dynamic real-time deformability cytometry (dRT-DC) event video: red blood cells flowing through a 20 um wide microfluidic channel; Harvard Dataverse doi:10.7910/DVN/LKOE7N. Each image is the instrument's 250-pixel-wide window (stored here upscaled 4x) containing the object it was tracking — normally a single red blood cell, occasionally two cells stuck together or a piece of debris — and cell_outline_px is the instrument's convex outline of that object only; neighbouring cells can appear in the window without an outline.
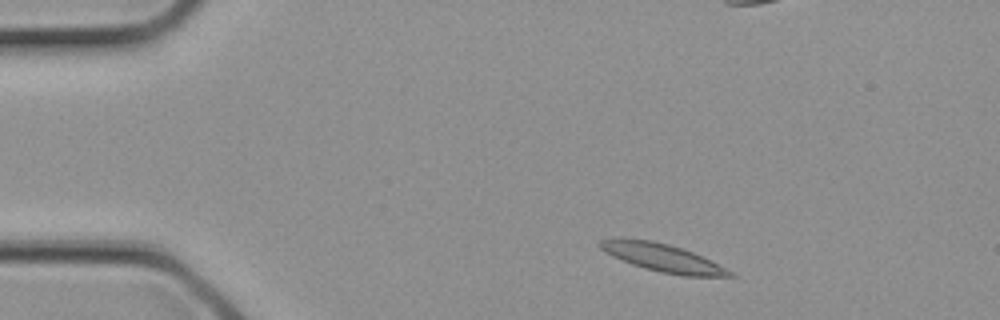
{"species": "common noctule bat (a hibernating species)", "species_latin": "Nyctalus noctula", "temperature_condition": "cold", "stored_images_in_passage": 4, "camera_frame_rate_fps": 3000, "um_per_image_px": 0.085, "animal": {"sex": "female", "body_mass_g": 21.9}, "frame": {"image": 1, "passage_image": 1, "time_ms": 0.0, "image_size_px": [1000, 320], "cell_outline_px": [[736, 276], [684, 276], [660, 272], [644, 268], [632, 264], [612, 256], [604, 252], [596, 244], [600, 240], [616, 236], [620, 236], [652, 240], [668, 244], [692, 252], [732, 272]], "centroid_in_image_um": [56.16, 21.86], "position_along_channel_um": 28.8, "area_um2": 21.1}}